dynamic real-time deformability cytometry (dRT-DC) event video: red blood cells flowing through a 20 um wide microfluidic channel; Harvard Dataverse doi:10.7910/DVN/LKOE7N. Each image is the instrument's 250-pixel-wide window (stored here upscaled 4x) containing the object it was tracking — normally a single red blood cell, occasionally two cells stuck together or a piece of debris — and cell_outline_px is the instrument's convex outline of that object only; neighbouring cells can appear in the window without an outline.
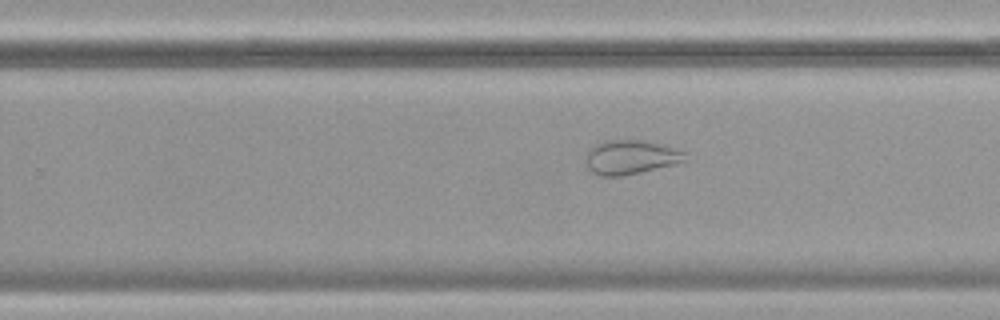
{"species": "common noctule bat (a hibernating species)", "species_latin": "Nyctalus noctula", "temperature_condition": "cold", "stored_images_in_passage": 38, "camera_frame_rate_fps": 3000, "um_per_image_px": 0.085, "animal": {"sex": "female", "body_mass_g": 19.9}, "frame": {"image": 1, "passage_image": 27, "time_ms": 8.667, "image_size_px": [1000, 320], "cell_outline_px": [[688, 160], [624, 176], [600, 176], [592, 172], [584, 164], [584, 156], [588, 148], [604, 140], [644, 140], [660, 144], [688, 152]], "centroid_in_image_um": [53.56, 13.35], "position_along_channel_um": 276.2, "area_um2": 20.11}}